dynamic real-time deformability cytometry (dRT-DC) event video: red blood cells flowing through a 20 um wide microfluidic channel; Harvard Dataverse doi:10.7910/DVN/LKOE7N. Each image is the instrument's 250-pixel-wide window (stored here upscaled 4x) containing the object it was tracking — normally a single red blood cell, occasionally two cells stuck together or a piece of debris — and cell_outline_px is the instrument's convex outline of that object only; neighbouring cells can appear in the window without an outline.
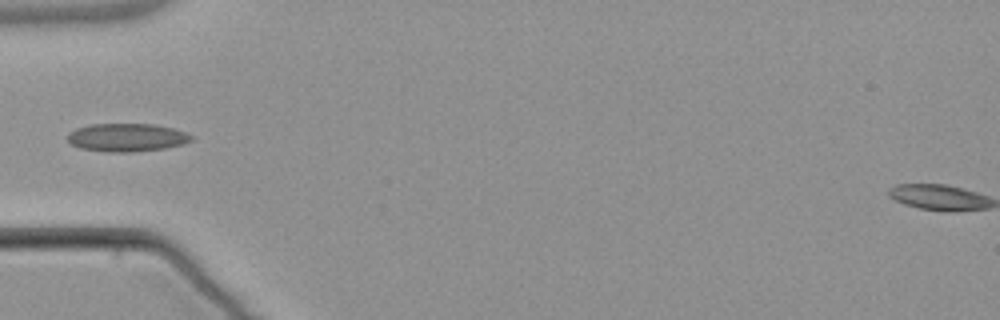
{"species": "common noctule bat (a hibernating species)", "species_latin": "Nyctalus noctula", "temperature_condition": "warm", "stored_images_in_passage": 5, "camera_frame_rate_fps": 3000, "um_per_image_px": 0.085, "animal": {"sex": "male", "body_mass_g": 21.5, "forearm_length_mm": 52.0}, "frame": {"image": 1, "passage_image": 4, "time_ms": 3.667, "image_size_px": [1000, 320], "cell_outline_px": [[192, 140], [184, 144], [164, 148], [132, 152], [108, 152], [80, 148], [72, 144], [68, 140], [68, 132], [76, 128], [88, 124], [156, 124], [172, 128], [184, 132], [192, 136]], "centroid_in_image_um": [10.76, 11.68], "position_along_channel_um": 74.2, "area_um2": 20.29}}
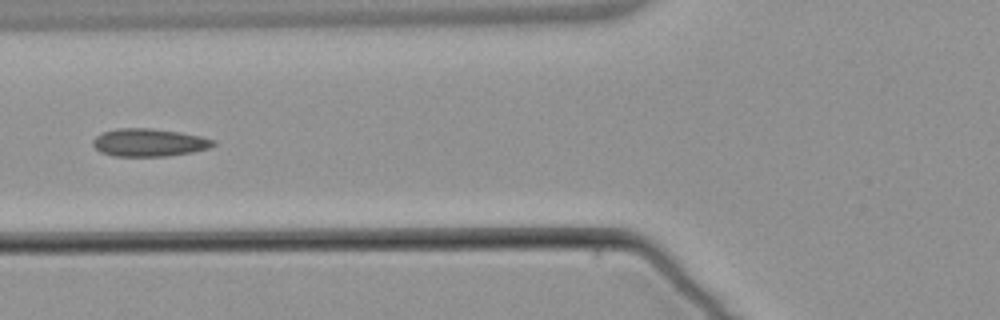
{"frame": {"image": 2, "passage_image": 5, "time_ms": 4.667, "image_size_px": [1000, 320], "cell_outline_px": [[216, 144], [208, 148], [192, 152], [168, 156], [112, 156], [100, 152], [92, 144], [92, 140], [100, 132], [116, 128], [152, 128], [180, 132], [200, 136], [216, 140]], "centroid_in_image_um": [12.64, 12.11], "position_along_channel_um": 113.2, "area_um2": 19.71}}